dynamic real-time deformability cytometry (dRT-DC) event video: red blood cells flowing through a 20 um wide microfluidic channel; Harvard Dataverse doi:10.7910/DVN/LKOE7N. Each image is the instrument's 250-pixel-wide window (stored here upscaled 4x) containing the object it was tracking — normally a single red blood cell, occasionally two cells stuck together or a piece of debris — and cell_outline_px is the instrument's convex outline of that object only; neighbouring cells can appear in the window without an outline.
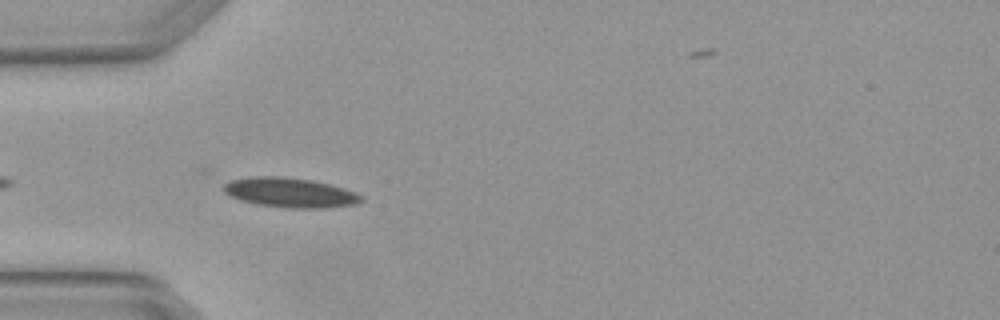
{"species": "Egyptian fruit bat (a non-hibernating species)", "species_latin": "Rousettus aegyptiacus", "temperature_condition": "warm", "stored_images_in_passage": 7, "camera_frame_rate_fps": 3000, "um_per_image_px": 0.085, "animal": {"sex": "female"}, "frame": {"image": 1, "passage_image": 5, "time_ms": 1.333, "image_size_px": [1000, 320], "cell_outline_px": [[364, 200], [356, 204], [324, 208], [288, 208], [256, 204], [240, 200], [224, 192], [224, 184], [232, 180], [256, 176], [280, 176], [312, 180], [344, 188], [356, 192], [364, 196]], "centroid_in_image_um": [24.7, 16.38], "position_along_channel_um": 60.3, "area_um2": 23.76}}
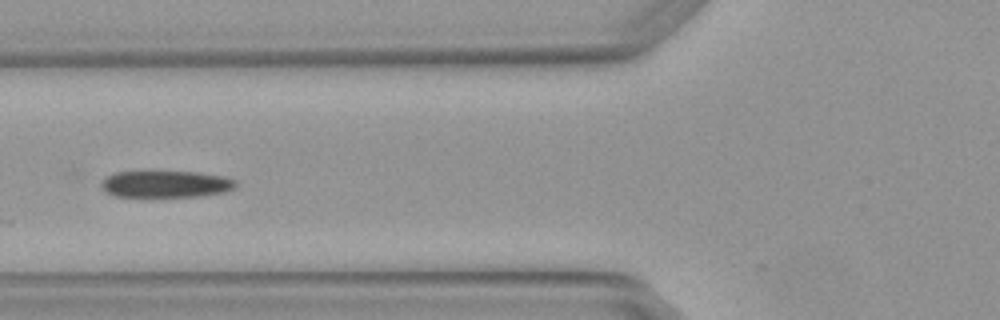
{"frame": {"image": 2, "passage_image": 6, "time_ms": 1.667, "image_size_px": [1000, 320], "cell_outline_px": [[236, 188], [224, 192], [200, 196], [116, 196], [104, 192], [100, 188], [100, 180], [116, 172], [200, 172], [224, 176], [236, 180]], "centroid_in_image_um": [14.09, 15.64], "position_along_channel_um": 111.7, "area_um2": 21.04}}